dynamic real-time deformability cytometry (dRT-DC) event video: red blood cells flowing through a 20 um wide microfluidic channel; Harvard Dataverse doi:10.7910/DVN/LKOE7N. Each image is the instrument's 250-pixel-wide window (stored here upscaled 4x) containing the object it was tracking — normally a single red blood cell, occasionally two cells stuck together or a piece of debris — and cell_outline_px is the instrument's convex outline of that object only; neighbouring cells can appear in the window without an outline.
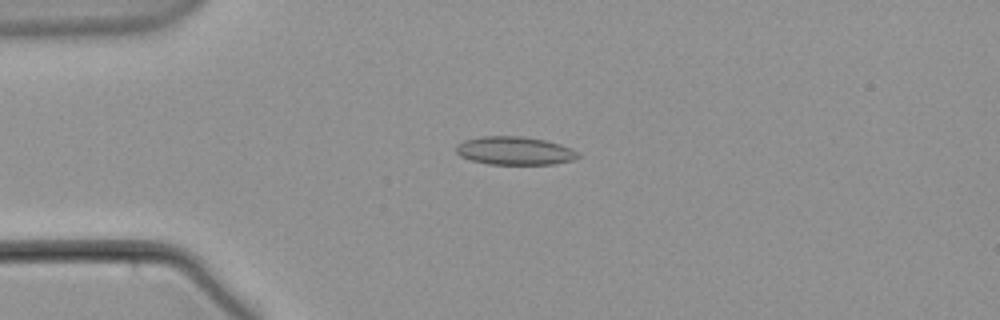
{"species": "common noctule bat (a hibernating species)", "species_latin": "Nyctalus noctula", "temperature_condition": "warm", "stored_images_in_passage": 59, "camera_frame_rate_fps": 3000, "um_per_image_px": 0.085, "animal": {"sex": "male", "body_mass_g": 21.5, "forearm_length_mm": 52.0}, "frame": {"image": 1, "passage_image": 15, "time_ms": 4.667, "image_size_px": [1000, 320], "cell_outline_px": [[580, 156], [576, 160], [552, 164], [488, 164], [472, 160], [460, 156], [456, 152], [456, 144], [464, 140], [480, 136], [524, 136], [544, 140], [560, 144], [572, 148]], "centroid_in_image_um": [43.74, 12.81], "position_along_channel_um": 41.3, "area_um2": 20.17}}
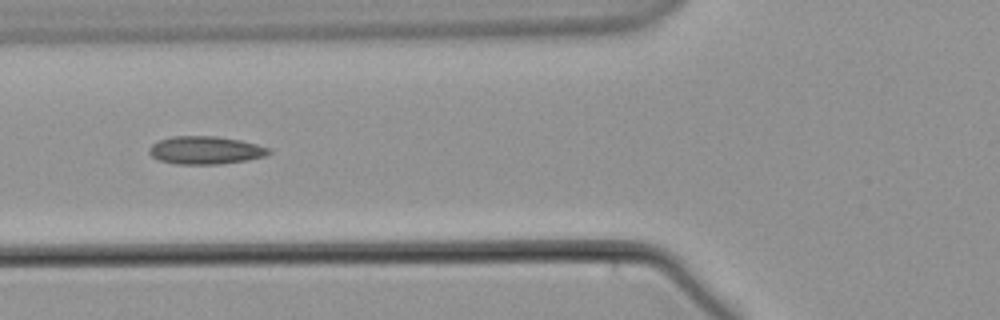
{"frame": {"image": 2, "passage_image": 23, "time_ms": 7.333, "image_size_px": [1000, 320], "cell_outline_px": [[272, 152], [264, 156], [248, 160], [220, 164], [176, 164], [156, 160], [148, 152], [148, 148], [152, 144], [160, 140], [172, 136], [216, 136], [240, 140], [272, 148]], "centroid_in_image_um": [17.46, 12.77], "position_along_channel_um": 108.3, "area_um2": 19.65}}
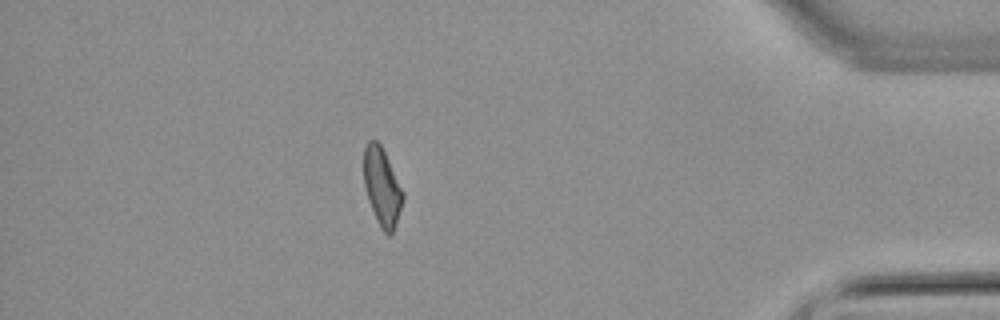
{"frame": {"image": 3, "passage_image": 52, "time_ms": 17.0, "image_size_px": [1000, 320], "cell_outline_px": [[404, 200], [396, 224], [392, 232], [388, 236], [380, 228], [376, 220], [368, 200], [364, 184], [364, 148], [368, 140], [376, 140], [380, 144], [404, 192]], "centroid_in_image_um": [32.47, 15.91], "position_along_channel_um": 402.7, "area_um2": 17.69}}